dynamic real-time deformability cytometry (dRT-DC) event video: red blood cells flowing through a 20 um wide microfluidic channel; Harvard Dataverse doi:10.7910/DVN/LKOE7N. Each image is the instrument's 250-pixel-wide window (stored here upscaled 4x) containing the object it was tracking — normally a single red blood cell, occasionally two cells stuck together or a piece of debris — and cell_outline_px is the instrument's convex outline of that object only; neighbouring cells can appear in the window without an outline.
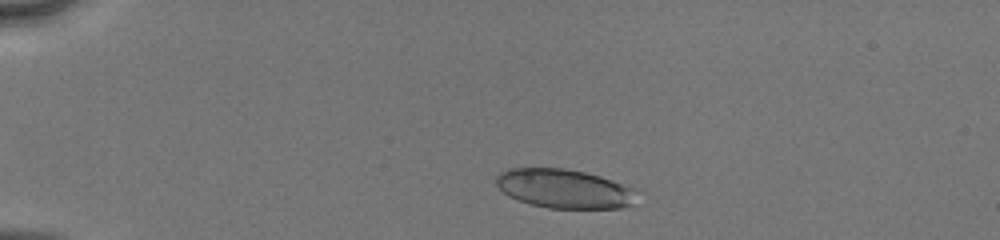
{"species": "human", "species_latin": "Homo sapiens", "temperature_condition": "cold", "stored_images_in_passage": 39, "camera_frame_rate_fps": 3000, "um_per_image_px": 0.085, "donor": {"sex": "male"}, "frame": {"image": 1, "passage_image": 4, "time_ms": 1.0, "image_size_px": [1000, 240], "cell_outline_px": [[640, 192], [632, 204], [620, 208], [548, 208], [528, 204], [508, 196], [496, 184], [496, 176], [500, 172], [508, 168], [564, 168], [584, 172], [600, 176], [636, 188]], "centroid_in_image_um": [47.98, 16.04], "position_along_channel_um": 37.0, "area_um2": 32.31}}
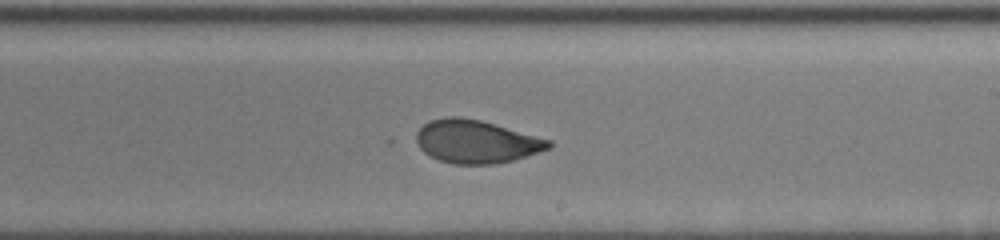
{"frame": {"image": 2, "passage_image": 24, "time_ms": 7.667, "image_size_px": [1000, 240], "cell_outline_px": [[552, 148], [512, 160], [496, 164], [452, 164], [440, 160], [424, 152], [420, 148], [416, 140], [416, 132], [428, 120], [444, 116], [460, 116], [480, 120], [552, 140]], "centroid_in_image_um": [40.47, 12.02], "position_along_channel_um": 248.5, "area_um2": 33.29}}
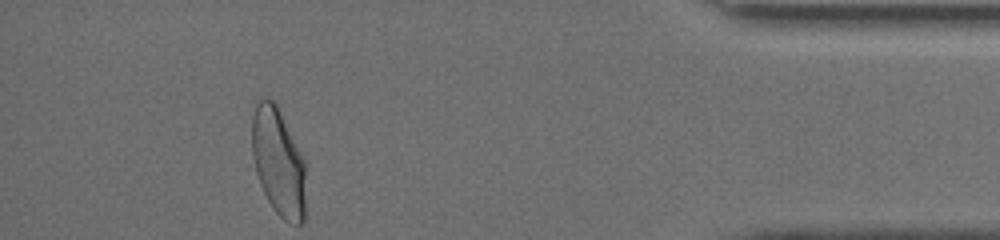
{"frame": {"image": 3, "passage_image": 39, "time_ms": 12.667, "image_size_px": [1000, 240], "cell_outline_px": [[304, 220], [300, 224], [292, 224], [284, 220], [276, 212], [268, 200], [260, 184], [256, 172], [252, 156], [252, 116], [256, 100], [260, 96], [264, 96], [276, 100], [304, 160]], "centroid_in_image_um": [23.63, 13.68], "position_along_channel_um": 411.6, "area_um2": 34.04}, "authors_computed_cell_mechanics": {"area_um2": 33.5818, "velocity_mm_per_s": 4.1055, "shape_relaxation_time_tau1_ms": 3.4732, "shape_relaxation_time_tau2_ms": 0.9136, "deformation_change_tau1": 0.1399, "deformation_change_tau2": 0.0577}}